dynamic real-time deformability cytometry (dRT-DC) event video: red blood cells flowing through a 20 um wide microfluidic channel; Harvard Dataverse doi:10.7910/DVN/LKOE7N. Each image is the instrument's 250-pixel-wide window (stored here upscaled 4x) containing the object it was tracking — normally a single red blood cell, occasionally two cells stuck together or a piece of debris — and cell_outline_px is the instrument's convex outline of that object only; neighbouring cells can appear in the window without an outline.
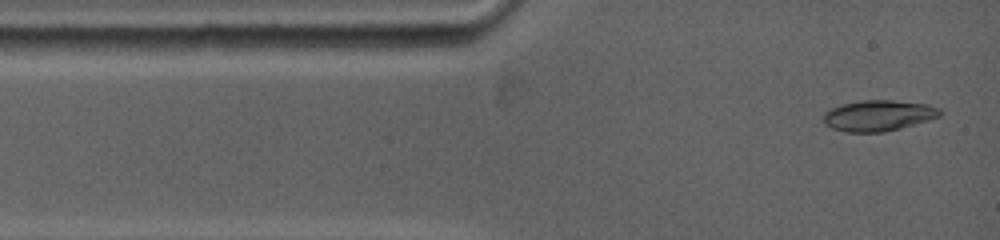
{"species": "common noctule bat (a hibernating species)", "species_latin": "Nyctalus noctula", "temperature_condition": "warm", "stored_images_in_passage": 73, "camera_frame_rate_fps": 5000, "um_per_image_px": 0.085, "animal": {"sex": "female", "body_mass_g": 19.0, "forearm_length_mm": 53.3}, "frame": {"image": 1, "passage_image": 2, "time_ms": 0.2, "image_size_px": [1000, 240], "cell_outline_px": [[940, 116], [928, 120], [900, 128], [884, 132], [844, 132], [832, 128], [824, 124], [824, 112], [840, 104], [860, 100], [892, 100], [928, 104], [940, 108]], "centroid_in_image_um": [74.64, 9.82], "position_along_channel_um": 10.4, "area_um2": 20.98}}
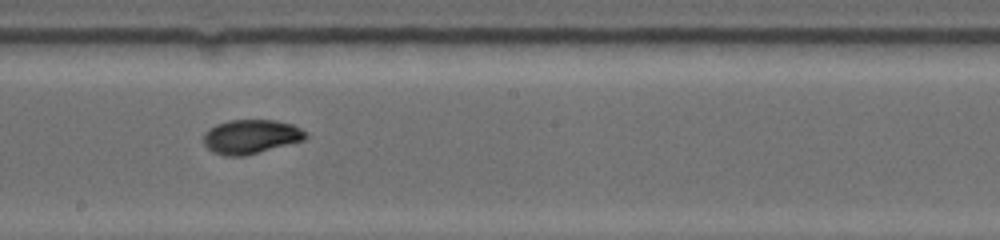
{"frame": {"image": 2, "passage_image": 38, "time_ms": 6.8, "image_size_px": [1000, 240], "cell_outline_px": [[308, 136], [304, 140], [244, 156], [224, 156], [212, 152], [204, 144], [204, 132], [208, 128], [216, 124], [228, 120], [276, 120], [292, 124], [308, 132]], "centroid_in_image_um": [21.32, 11.61], "position_along_channel_um": 226.9, "area_um2": 20.46}}
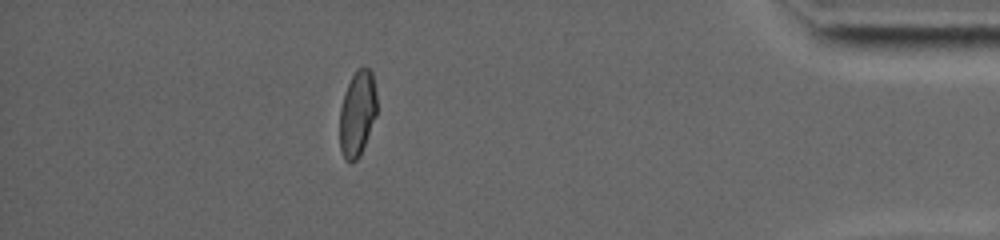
{"frame": {"image": 3, "passage_image": 64, "time_ms": 12.8, "image_size_px": [1000, 240], "cell_outline_px": [[376, 116], [360, 156], [352, 164], [344, 160], [340, 148], [340, 108], [344, 92], [356, 68], [368, 68], [372, 72], [376, 92]], "centroid_in_image_um": [30.36, 9.67], "position_along_channel_um": 404.8, "area_um2": 18.67}, "authors_computed_cell_mechanics": {"area_um2": 19.9988, "velocity_mm_per_s": 3.852, "shape_relaxation_time_tau1_ms": 5.9324, "shape_relaxation_time_tau2_ms": null, "deformation_change_tau1": 0.1992, "deformation_change_tau2": null}}